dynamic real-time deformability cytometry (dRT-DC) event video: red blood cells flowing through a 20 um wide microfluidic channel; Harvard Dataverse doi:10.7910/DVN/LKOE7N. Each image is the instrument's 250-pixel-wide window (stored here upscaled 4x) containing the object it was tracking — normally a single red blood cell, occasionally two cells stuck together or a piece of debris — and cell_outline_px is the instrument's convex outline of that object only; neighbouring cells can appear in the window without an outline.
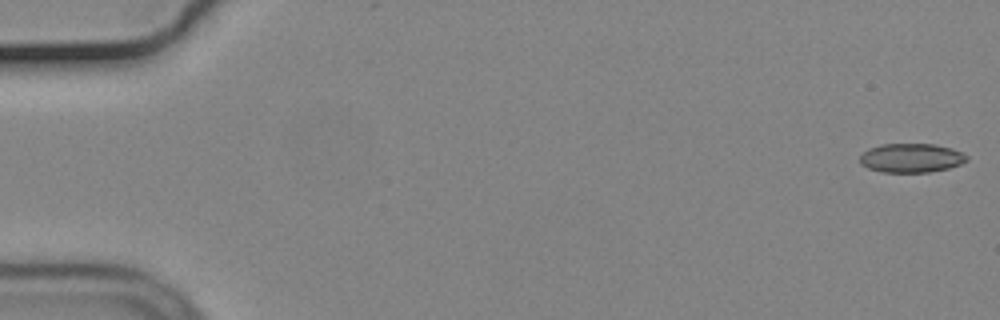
{"species": "common noctule bat (a hibernating species)", "species_latin": "Nyctalus noctula", "temperature_condition": "cold", "stored_images_in_passage": 55, "camera_frame_rate_fps": 3000, "um_per_image_px": 0.085, "animal": {"sex": "male", "body_mass_g": 19.2, "forearm_length_mm": 51.8}, "frame": {"image": 1, "passage_image": 1, "time_ms": 0.0, "image_size_px": [1000, 320], "cell_outline_px": [[968, 160], [960, 164], [948, 168], [928, 172], [880, 172], [868, 168], [860, 164], [860, 156], [868, 148], [880, 144], [936, 144], [952, 148], [968, 156]], "centroid_in_image_um": [77.44, 13.42], "position_along_channel_um": 7.6, "area_um2": 18.15}}
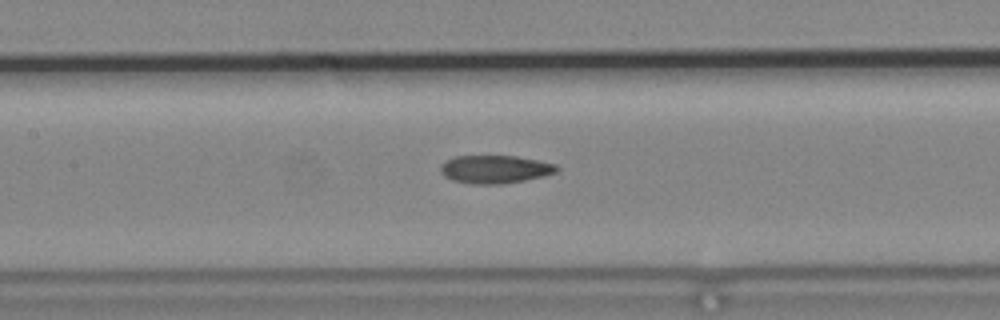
{"frame": {"image": 2, "passage_image": 26, "time_ms": 8.333, "image_size_px": [1000, 320], "cell_outline_px": [[560, 168], [556, 172], [544, 176], [504, 184], [472, 184], [452, 180], [444, 176], [440, 172], [440, 164], [444, 160], [456, 156], [516, 156], [556, 164]], "centroid_in_image_um": [42.04, 14.39], "position_along_channel_um": 165.4, "area_um2": 19.13}}
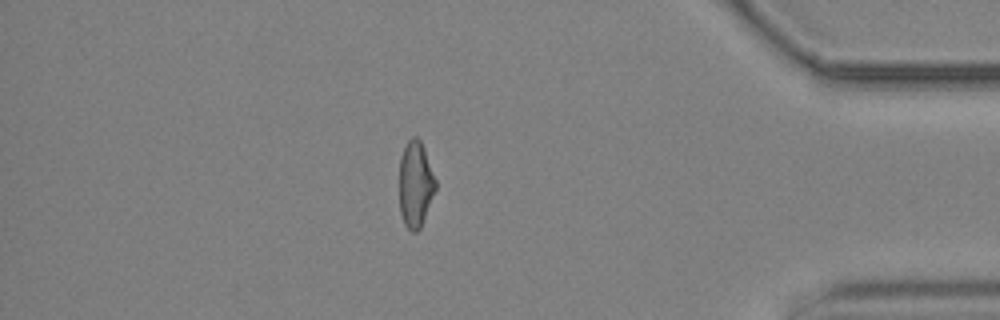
{"frame": {"image": 3, "passage_image": 48, "time_ms": 15.667, "image_size_px": [1000, 320], "cell_outline_px": [[436, 188], [420, 228], [416, 232], [412, 232], [404, 224], [400, 212], [400, 156], [408, 140], [412, 136], [416, 136], [420, 140], [424, 148], [436, 180]], "centroid_in_image_um": [35.31, 15.65], "position_along_channel_um": 399.9, "area_um2": 18.03}}